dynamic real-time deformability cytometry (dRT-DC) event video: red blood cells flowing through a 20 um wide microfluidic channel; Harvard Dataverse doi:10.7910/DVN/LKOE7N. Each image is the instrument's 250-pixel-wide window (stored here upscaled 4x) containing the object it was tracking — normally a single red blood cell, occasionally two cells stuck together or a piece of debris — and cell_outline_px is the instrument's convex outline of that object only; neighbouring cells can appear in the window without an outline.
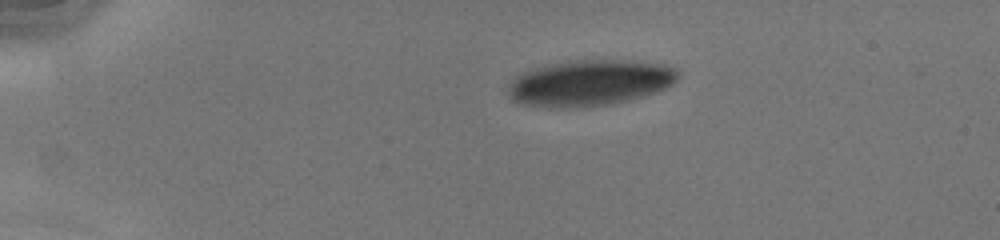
{"species": "human", "species_latin": "Homo sapiens", "temperature_condition": "cold", "stored_images_in_passage": 40, "camera_frame_rate_fps": 3000, "um_per_image_px": 0.085, "donor": {"sex": "male"}, "frame": {"image": 1, "passage_image": 1, "time_ms": 0.0, "image_size_px": [1000, 240], "cell_outline_px": [[680, 76], [672, 84], [664, 88], [644, 96], [628, 100], [604, 104], [564, 108], [544, 108], [520, 104], [512, 100], [508, 96], [508, 84], [516, 76], [524, 72], [536, 68], [568, 60], [624, 60], [664, 64], [676, 68], [680, 72]], "centroid_in_image_um": [50.1, 7.04], "position_along_channel_um": 34.9, "area_um2": 45.55}}
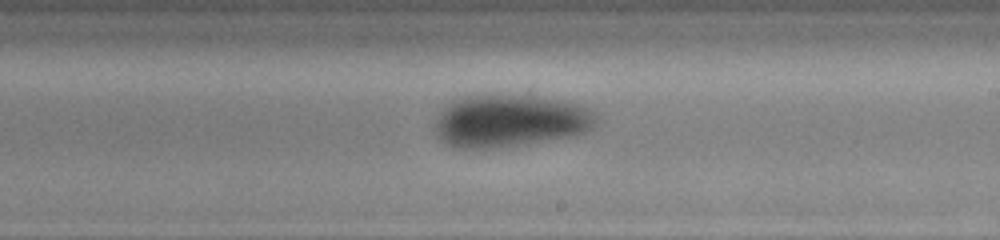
{"frame": {"image": 2, "passage_image": 21, "time_ms": 6.667, "image_size_px": [1000, 240], "cell_outline_px": [[596, 124], [592, 128], [576, 136], [524, 144], [492, 148], [464, 148], [448, 144], [440, 140], [436, 136], [436, 116], [452, 100], [460, 96], [484, 92], [496, 92], [536, 96], [560, 100], [580, 104], [596, 112]], "centroid_in_image_um": [43.34, 10.22], "position_along_channel_um": 245.7, "area_um2": 50.46}}
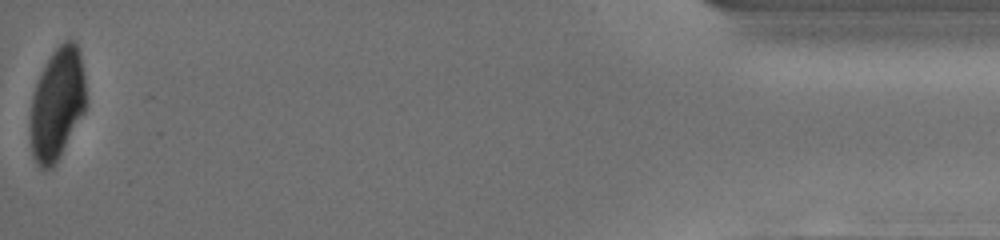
{"frame": {"image": 3, "passage_image": 40, "time_ms": 13.0, "image_size_px": [1000, 240], "cell_outline_px": [[84, 112], [56, 164], [52, 168], [40, 168], [36, 164], [32, 156], [28, 128], [28, 124], [32, 96], [36, 84], [52, 52], [64, 40], [76, 40], [80, 52], [84, 76]], "centroid_in_image_um": [4.81, 8.87], "position_along_channel_um": 430.4, "area_um2": 36.53}, "authors_computed_cell_mechanics": {"area_um2": 47.2804, "velocity_mm_per_s": 4.1817, "shape_relaxation_time_tau1_ms": 3.1202, "shape_relaxation_time_tau2_ms": 3.4047, "deformation_change_tau1": 0.0758, "deformation_change_tau2": 0.0432}}